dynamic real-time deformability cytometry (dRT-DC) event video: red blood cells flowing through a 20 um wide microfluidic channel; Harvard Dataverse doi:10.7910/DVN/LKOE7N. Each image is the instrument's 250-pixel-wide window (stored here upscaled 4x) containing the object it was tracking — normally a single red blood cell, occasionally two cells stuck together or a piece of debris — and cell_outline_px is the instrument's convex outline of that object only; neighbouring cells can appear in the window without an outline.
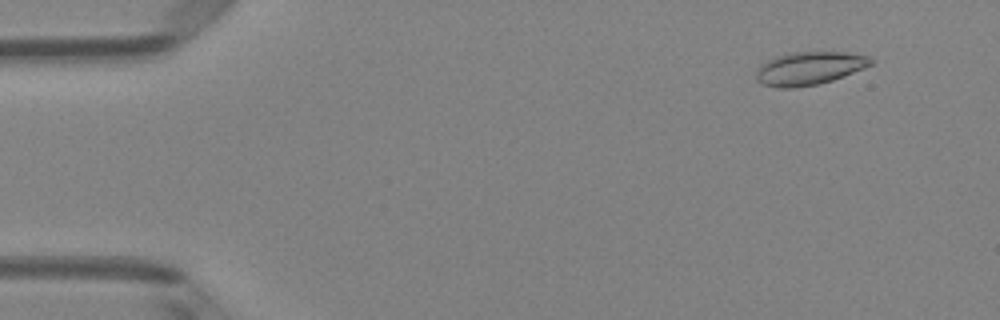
{"species": "Egyptian fruit bat (a non-hibernating species)", "species_latin": "Rousettus aegyptiacus", "temperature_condition": "room temperature", "stored_images_in_passage": 51, "camera_frame_rate_fps": 3000, "um_per_image_px": 0.085, "animal": {"sex": "female"}, "frame": {"image": 1, "passage_image": 5, "time_ms": 1.333, "image_size_px": [1000, 320], "cell_outline_px": [[872, 64], [864, 68], [844, 76], [832, 80], [816, 84], [792, 88], [776, 88], [764, 84], [756, 80], [756, 68], [760, 64], [776, 56], [788, 52], [848, 52], [868, 56], [872, 60]], "centroid_in_image_um": [68.75, 5.8], "position_along_channel_um": 16.2, "area_um2": 22.2}}
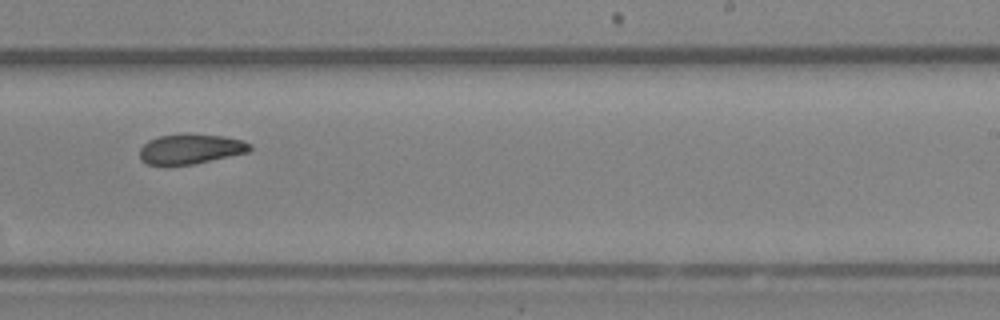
{"frame": {"image": 2, "passage_image": 32, "time_ms": 10.333, "image_size_px": [1000, 320], "cell_outline_px": [[252, 148], [248, 152], [192, 164], [148, 164], [140, 160], [140, 148], [148, 140], [160, 136], [184, 132], [224, 136], [244, 140], [252, 144]], "centroid_in_image_um": [16.22, 12.62], "position_along_channel_um": 272.8, "area_um2": 19.36}}
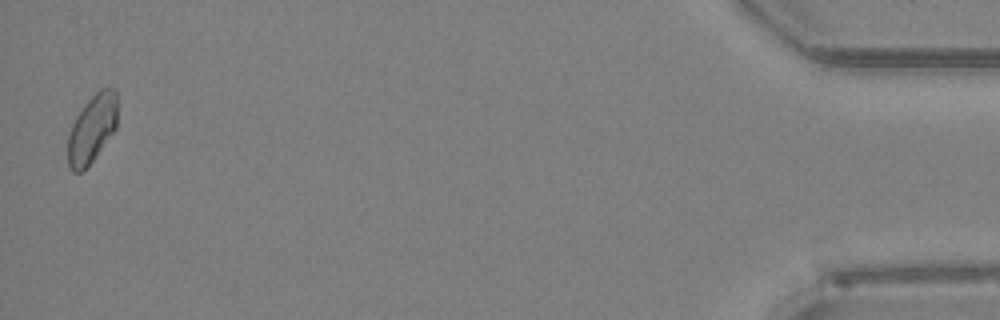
{"frame": {"image": 3, "passage_image": 50, "time_ms": 16.333, "image_size_px": [1000, 320], "cell_outline_px": [[116, 128], [96, 156], [80, 172], [72, 172], [68, 168], [68, 136], [72, 124], [76, 116], [84, 104], [100, 88], [112, 88], [116, 92]], "centroid_in_image_um": [7.8, 10.95], "position_along_channel_um": 427.4, "area_um2": 19.42}, "authors_computed_cell_mechanics": {"area_um2": 20.23, "velocity_mm_per_s": 4.0704, "shape_relaxation_time_tau1_ms": 7.7689, "shape_relaxation_time_tau2_ms": 3.7937, "deformation_change_tau1": 0.1517, "deformation_change_tau2": 0.0852}}